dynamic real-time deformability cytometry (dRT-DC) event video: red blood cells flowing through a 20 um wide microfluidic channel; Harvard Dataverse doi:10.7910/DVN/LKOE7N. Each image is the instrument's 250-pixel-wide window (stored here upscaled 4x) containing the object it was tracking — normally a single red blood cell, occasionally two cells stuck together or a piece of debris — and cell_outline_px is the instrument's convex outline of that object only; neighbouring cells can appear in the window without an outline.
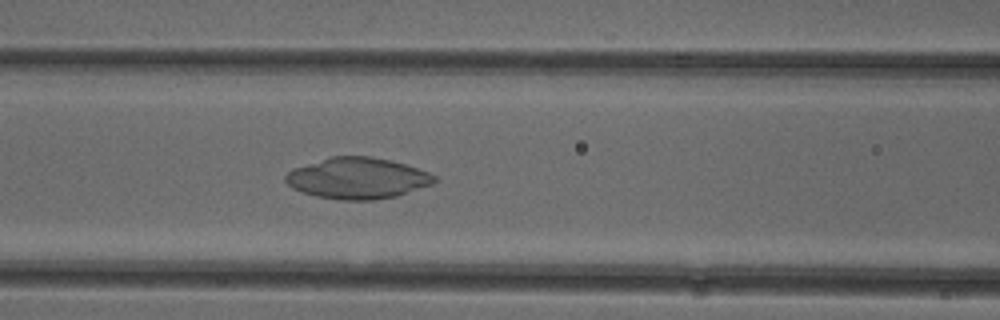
{"species": "common noctule bat (a hibernating species)", "species_latin": "Nyctalus noctula", "temperature_condition": "cold", "stored_images_in_passage": 48, "camera_frame_rate_fps": 3000, "um_per_image_px": 0.085, "animal": {"sex": "female"}, "frame": {"image": 1, "passage_image": 18, "time_ms": 5.667, "image_size_px": [1000, 320], "cell_outline_px": [[436, 180], [432, 184], [396, 196], [372, 200], [340, 200], [316, 196], [292, 188], [284, 180], [284, 176], [292, 168], [332, 156], [372, 156], [404, 164], [428, 172], [436, 176]], "centroid_in_image_um": [30.36, 15.15], "position_along_channel_um": 136.2, "area_um2": 35.49}}
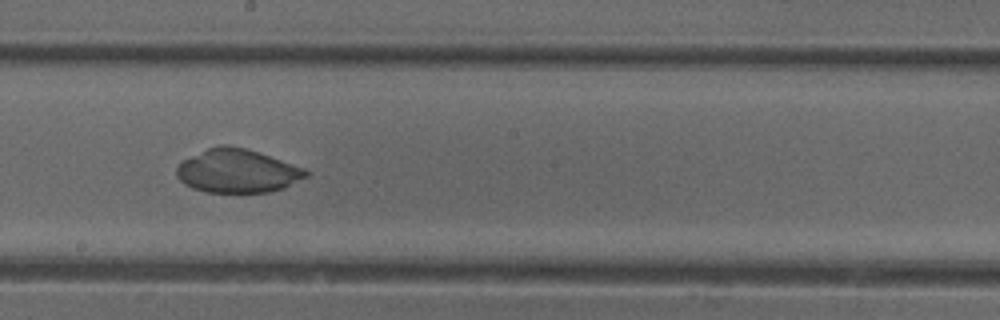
{"frame": {"image": 2, "passage_image": 25, "time_ms": 8.0, "image_size_px": [1000, 320], "cell_outline_px": [[312, 172], [308, 176], [284, 188], [268, 192], [208, 192], [192, 188], [184, 184], [176, 176], [176, 168], [184, 160], [208, 148], [220, 144], [228, 144], [244, 148], [304, 168]], "centroid_in_image_um": [20.18, 14.54], "position_along_channel_um": 228.0, "area_um2": 32.54}}
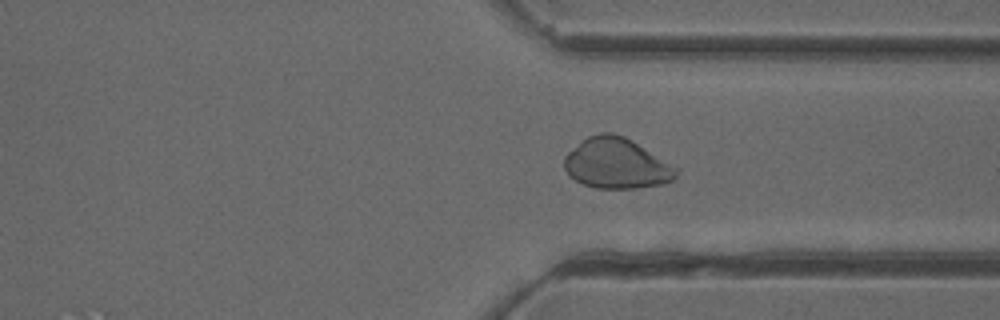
{"frame": {"image": 3, "passage_image": 35, "time_ms": 11.333, "image_size_px": [1000, 320], "cell_outline_px": [[680, 168], [676, 176], [672, 180], [664, 184], [636, 188], [596, 188], [584, 184], [568, 176], [564, 168], [564, 156], [568, 152], [588, 136], [600, 132], [612, 132], [624, 136], [632, 140]], "centroid_in_image_um": [52.42, 13.89], "position_along_channel_um": 359.0, "area_um2": 33.18}}